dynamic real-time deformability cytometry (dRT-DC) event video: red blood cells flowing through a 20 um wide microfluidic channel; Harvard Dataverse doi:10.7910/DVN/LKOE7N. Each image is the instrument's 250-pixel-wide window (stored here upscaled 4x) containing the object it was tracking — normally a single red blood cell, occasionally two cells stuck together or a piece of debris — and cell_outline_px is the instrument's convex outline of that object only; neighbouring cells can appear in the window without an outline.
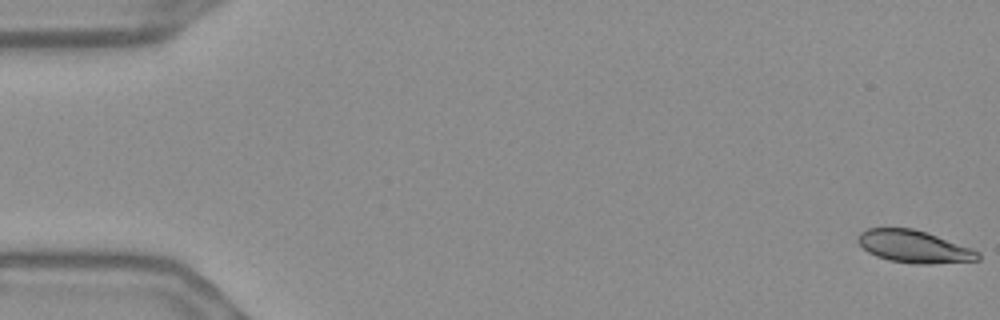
{"species": "Egyptian fruit bat (a non-hibernating species)", "species_latin": "Rousettus aegyptiacus", "temperature_condition": "warm", "stored_images_in_passage": 56, "camera_frame_rate_fps": 3000, "um_per_image_px": 0.085, "frame": {"image": 1, "passage_image": 1, "time_ms": 0.0, "image_size_px": [1000, 320], "cell_outline_px": [[980, 260], [928, 264], [912, 264], [888, 260], [876, 256], [868, 252], [856, 240], [860, 232], [868, 228], [912, 228], [972, 248], [980, 252]], "centroid_in_image_um": [77.68, 20.97], "position_along_channel_um": 7.3, "area_um2": 22.54}}
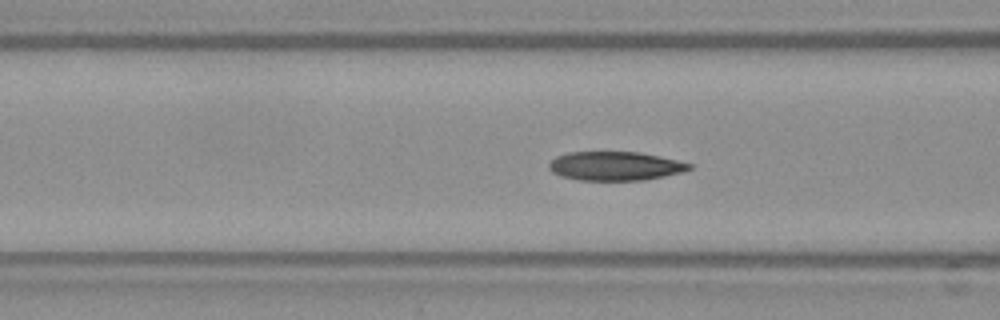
{"frame": {"image": 2, "passage_image": 22, "time_ms": 7.0, "image_size_px": [1000, 320], "cell_outline_px": [[692, 168], [684, 172], [644, 180], [580, 180], [560, 176], [552, 172], [548, 168], [548, 164], [556, 156], [568, 152], [640, 152], [660, 156], [692, 164]], "centroid_in_image_um": [52.28, 14.11], "position_along_channel_um": 114.3, "area_um2": 23.7}}
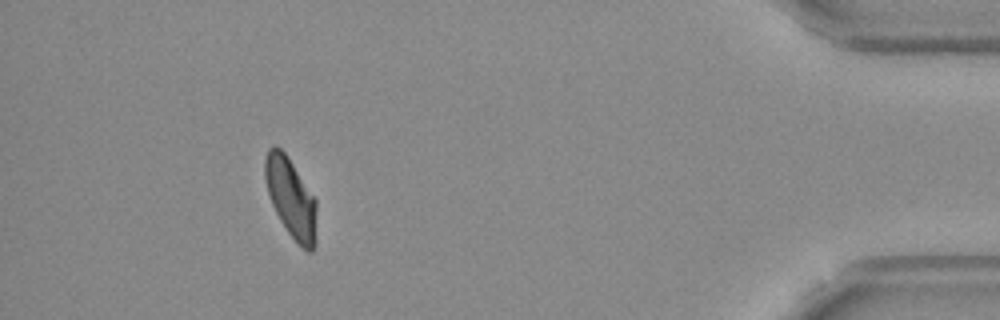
{"frame": {"image": 3, "passage_image": 51, "time_ms": 16.667, "image_size_px": [1000, 320], "cell_outline_px": [[316, 244], [312, 252], [308, 252], [296, 244], [280, 220], [272, 204], [264, 180], [264, 160], [268, 148], [272, 144], [276, 144], [288, 156], [316, 200]], "centroid_in_image_um": [24.72, 16.83], "position_along_channel_um": 410.5, "area_um2": 24.28}, "authors_computed_cell_mechanics": {"area_um2": 24.2182, "velocity_mm_per_s": 3.6704, "shape_relaxation_time_tau1_ms": 4.3371, "shape_relaxation_time_tau2_ms": 1.1108, "deformation_change_tau1": 0.1479, "deformation_change_tau2": 0.0605}}